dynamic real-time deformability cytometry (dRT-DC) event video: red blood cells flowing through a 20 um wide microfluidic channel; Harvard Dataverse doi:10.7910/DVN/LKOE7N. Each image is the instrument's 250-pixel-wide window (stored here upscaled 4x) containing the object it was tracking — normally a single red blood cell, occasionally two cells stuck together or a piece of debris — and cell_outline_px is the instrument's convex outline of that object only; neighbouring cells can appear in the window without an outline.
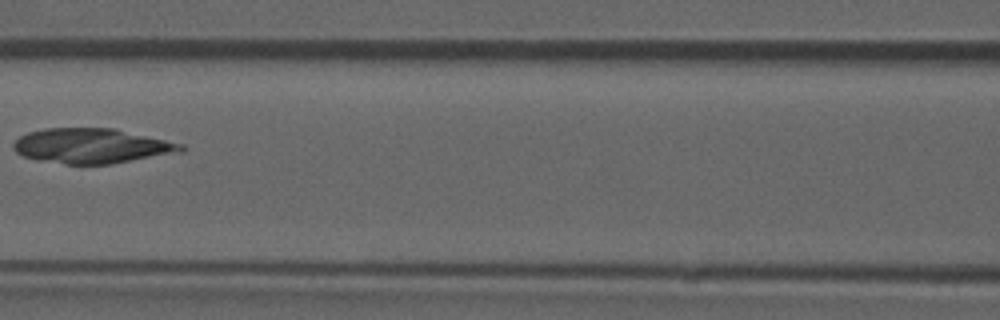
{"species": "common noctule bat (a hibernating species)", "species_latin": "Nyctalus noctula", "temperature_condition": "room temperature", "stored_images_in_passage": 4, "camera_frame_rate_fps": 3000, "um_per_image_px": 0.085, "animal": {"sex": "male", "forearm_length_mm": 52.5}, "frame": {"image": 1, "passage_image": 3, "time_ms": 0.667, "image_size_px": [1000, 320], "cell_outline_px": [[184, 152], [108, 164], [64, 164], [40, 160], [24, 156], [16, 152], [12, 148], [12, 144], [20, 136], [28, 132], [44, 128], [116, 128], [184, 144]], "centroid_in_image_um": [7.81, 12.39], "position_along_channel_um": 158.8, "area_um2": 34.22}}